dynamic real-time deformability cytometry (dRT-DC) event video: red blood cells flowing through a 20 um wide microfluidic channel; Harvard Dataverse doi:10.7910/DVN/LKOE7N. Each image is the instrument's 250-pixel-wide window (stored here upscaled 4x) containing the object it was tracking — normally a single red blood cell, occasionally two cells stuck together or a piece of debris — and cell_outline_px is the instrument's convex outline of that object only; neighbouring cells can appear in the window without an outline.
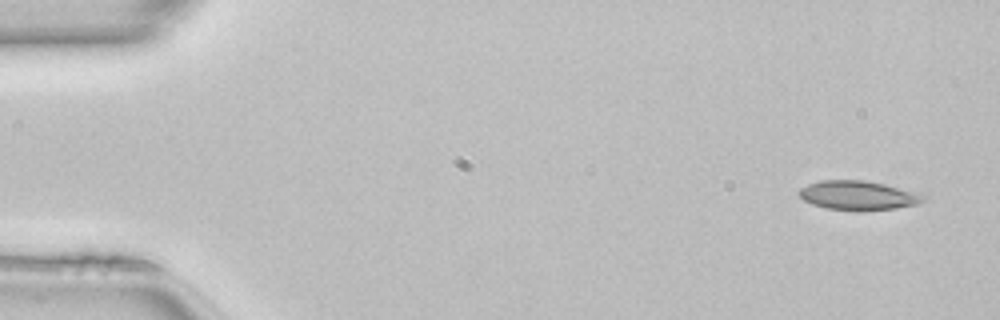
{"species": "common noctule bat (a hibernating species)", "species_latin": "Nyctalus noctula", "temperature_condition": "room temperature", "stored_images_in_passage": 48, "camera_frame_rate_fps": 3000, "um_per_image_px": 0.085, "animal": {"sex": "female", "body_mass_g": 22.7, "forearm_length_mm": 54.2}, "frame": {"image": 1, "passage_image": 1, "time_ms": 0.0, "image_size_px": [1000, 320], "cell_outline_px": [[928, 196], [924, 200], [916, 204], [896, 208], [860, 212], [828, 208], [812, 204], [804, 200], [796, 192], [800, 188], [808, 184], [820, 180], [864, 180], [884, 184], [920, 192]], "centroid_in_image_um": [72.96, 16.61], "position_along_channel_um": 12.0, "area_um2": 21.5}}
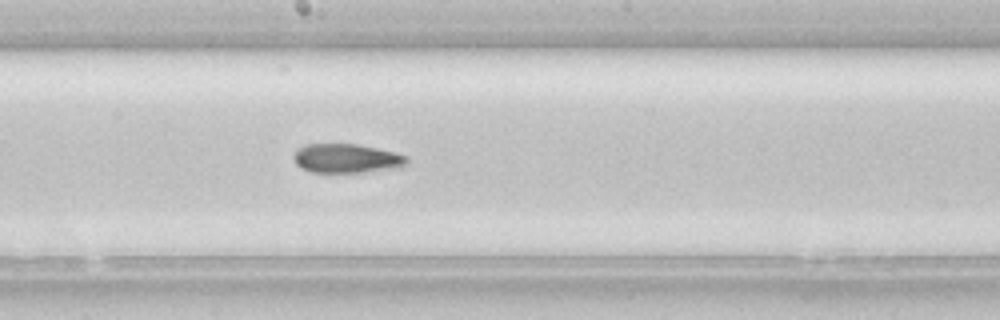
{"frame": {"image": 2, "passage_image": 25, "time_ms": 8.0, "image_size_px": [1000, 320], "cell_outline_px": [[408, 164], [364, 172], [312, 172], [300, 168], [296, 164], [292, 156], [300, 148], [308, 144], [356, 144], [396, 152], [408, 156]], "centroid_in_image_um": [29.43, 13.46], "position_along_channel_um": 218.8, "area_um2": 18.9}}
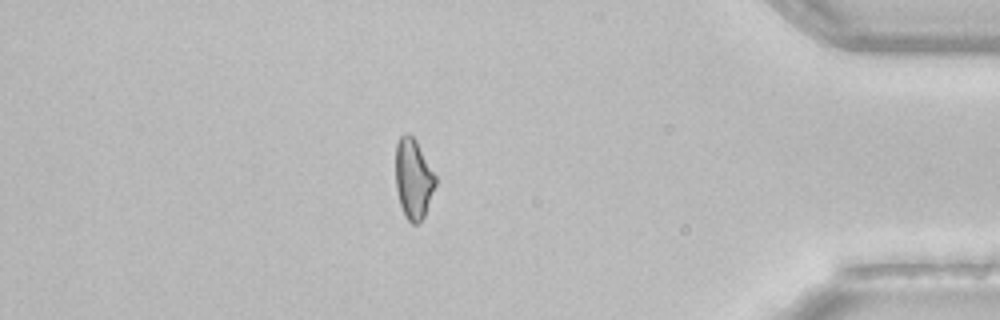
{"frame": {"image": 3, "passage_image": 41, "time_ms": 13.333, "image_size_px": [1000, 320], "cell_outline_px": [[436, 184], [424, 216], [420, 224], [412, 224], [404, 216], [400, 204], [396, 188], [396, 144], [400, 136], [404, 132], [408, 132], [416, 140], [436, 176]], "centroid_in_image_um": [35.13, 15.2], "position_along_channel_um": 400.1, "area_um2": 18.67}, "authors_computed_cell_mechanics": {"area_um2": 19.9121, "velocity_mm_per_s": 4.1441, "shape_relaxation_time_tau1_ms": null, "shape_relaxation_time_tau2_ms": 3.3889, "deformation_change_tau1": null, "deformation_change_tau2": 0.104}}